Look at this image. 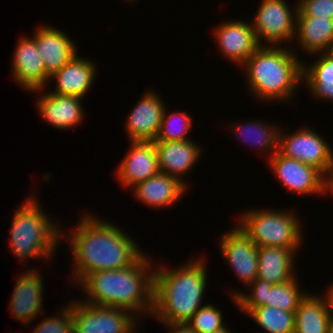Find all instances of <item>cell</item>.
I'll list each match as a JSON object with an SVG mask.
<instances>
[{
    "instance_id": "6da1fadb",
    "label": "cell",
    "mask_w": 333,
    "mask_h": 333,
    "mask_svg": "<svg viewBox=\"0 0 333 333\" xmlns=\"http://www.w3.org/2000/svg\"><path fill=\"white\" fill-rule=\"evenodd\" d=\"M77 226L68 238L76 262L73 277L78 283L91 273L132 266L145 254L112 223L84 215Z\"/></svg>"
},
{
    "instance_id": "7a4b0ae2",
    "label": "cell",
    "mask_w": 333,
    "mask_h": 333,
    "mask_svg": "<svg viewBox=\"0 0 333 333\" xmlns=\"http://www.w3.org/2000/svg\"><path fill=\"white\" fill-rule=\"evenodd\" d=\"M145 256L127 268L88 274L79 283L88 294L85 303L152 315L154 272Z\"/></svg>"
},
{
    "instance_id": "3957f363",
    "label": "cell",
    "mask_w": 333,
    "mask_h": 333,
    "mask_svg": "<svg viewBox=\"0 0 333 333\" xmlns=\"http://www.w3.org/2000/svg\"><path fill=\"white\" fill-rule=\"evenodd\" d=\"M200 260L154 272L152 315L159 321L186 323L201 307L207 276L206 265Z\"/></svg>"
},
{
    "instance_id": "277c9868",
    "label": "cell",
    "mask_w": 333,
    "mask_h": 333,
    "mask_svg": "<svg viewBox=\"0 0 333 333\" xmlns=\"http://www.w3.org/2000/svg\"><path fill=\"white\" fill-rule=\"evenodd\" d=\"M297 58L286 48L259 46L243 64L250 90L263 100L290 99L303 78V62Z\"/></svg>"
},
{
    "instance_id": "5b68a950",
    "label": "cell",
    "mask_w": 333,
    "mask_h": 333,
    "mask_svg": "<svg viewBox=\"0 0 333 333\" xmlns=\"http://www.w3.org/2000/svg\"><path fill=\"white\" fill-rule=\"evenodd\" d=\"M29 198L31 199L26 200L13 216L11 249L20 260L43 256L48 258L56 250L64 233L57 228V224L50 222L51 219L44 214L33 196Z\"/></svg>"
},
{
    "instance_id": "8992f818",
    "label": "cell",
    "mask_w": 333,
    "mask_h": 333,
    "mask_svg": "<svg viewBox=\"0 0 333 333\" xmlns=\"http://www.w3.org/2000/svg\"><path fill=\"white\" fill-rule=\"evenodd\" d=\"M239 227L257 247L276 246L297 250L301 232L293 212L252 210L240 216Z\"/></svg>"
},
{
    "instance_id": "52a82bcc",
    "label": "cell",
    "mask_w": 333,
    "mask_h": 333,
    "mask_svg": "<svg viewBox=\"0 0 333 333\" xmlns=\"http://www.w3.org/2000/svg\"><path fill=\"white\" fill-rule=\"evenodd\" d=\"M278 133V151L287 157L316 167L324 175L333 179V152L317 133L310 129H301L291 135ZM328 173V174H326Z\"/></svg>"
},
{
    "instance_id": "ba28073f",
    "label": "cell",
    "mask_w": 333,
    "mask_h": 333,
    "mask_svg": "<svg viewBox=\"0 0 333 333\" xmlns=\"http://www.w3.org/2000/svg\"><path fill=\"white\" fill-rule=\"evenodd\" d=\"M73 325L80 333H134L135 317L128 310L81 301L69 304Z\"/></svg>"
},
{
    "instance_id": "9c48e42d",
    "label": "cell",
    "mask_w": 333,
    "mask_h": 333,
    "mask_svg": "<svg viewBox=\"0 0 333 333\" xmlns=\"http://www.w3.org/2000/svg\"><path fill=\"white\" fill-rule=\"evenodd\" d=\"M270 160L276 177L283 186L294 193L310 194L330 191L331 181L316 167L282 155L279 151L271 152ZM326 178V179H325Z\"/></svg>"
},
{
    "instance_id": "30bf717a",
    "label": "cell",
    "mask_w": 333,
    "mask_h": 333,
    "mask_svg": "<svg viewBox=\"0 0 333 333\" xmlns=\"http://www.w3.org/2000/svg\"><path fill=\"white\" fill-rule=\"evenodd\" d=\"M259 6L252 23L259 46L262 38L275 46L295 37L296 18L284 0H262Z\"/></svg>"
},
{
    "instance_id": "8fae6325",
    "label": "cell",
    "mask_w": 333,
    "mask_h": 333,
    "mask_svg": "<svg viewBox=\"0 0 333 333\" xmlns=\"http://www.w3.org/2000/svg\"><path fill=\"white\" fill-rule=\"evenodd\" d=\"M221 253L232 269L246 285L251 284L258 274V247L237 226L227 232L220 242Z\"/></svg>"
},
{
    "instance_id": "7c38bea8",
    "label": "cell",
    "mask_w": 333,
    "mask_h": 333,
    "mask_svg": "<svg viewBox=\"0 0 333 333\" xmlns=\"http://www.w3.org/2000/svg\"><path fill=\"white\" fill-rule=\"evenodd\" d=\"M13 56V78L27 91H41L50 76L37 51L35 38H20Z\"/></svg>"
},
{
    "instance_id": "4fadbf2b",
    "label": "cell",
    "mask_w": 333,
    "mask_h": 333,
    "mask_svg": "<svg viewBox=\"0 0 333 333\" xmlns=\"http://www.w3.org/2000/svg\"><path fill=\"white\" fill-rule=\"evenodd\" d=\"M131 149L118 166L117 175L124 186L134 187L160 173L153 141H130Z\"/></svg>"
},
{
    "instance_id": "5bb4252c",
    "label": "cell",
    "mask_w": 333,
    "mask_h": 333,
    "mask_svg": "<svg viewBox=\"0 0 333 333\" xmlns=\"http://www.w3.org/2000/svg\"><path fill=\"white\" fill-rule=\"evenodd\" d=\"M157 93L146 92L127 117L126 129L131 141H155L165 110Z\"/></svg>"
},
{
    "instance_id": "9a60e30c",
    "label": "cell",
    "mask_w": 333,
    "mask_h": 333,
    "mask_svg": "<svg viewBox=\"0 0 333 333\" xmlns=\"http://www.w3.org/2000/svg\"><path fill=\"white\" fill-rule=\"evenodd\" d=\"M214 33L223 54L240 65L259 47L252 23L232 20L217 26Z\"/></svg>"
},
{
    "instance_id": "2e32d148",
    "label": "cell",
    "mask_w": 333,
    "mask_h": 333,
    "mask_svg": "<svg viewBox=\"0 0 333 333\" xmlns=\"http://www.w3.org/2000/svg\"><path fill=\"white\" fill-rule=\"evenodd\" d=\"M37 30L34 35L37 51L51 77L77 55L76 46L64 32L53 27L40 26Z\"/></svg>"
},
{
    "instance_id": "e0dca14e",
    "label": "cell",
    "mask_w": 333,
    "mask_h": 333,
    "mask_svg": "<svg viewBox=\"0 0 333 333\" xmlns=\"http://www.w3.org/2000/svg\"><path fill=\"white\" fill-rule=\"evenodd\" d=\"M37 271L28 270L17 281L10 300L12 313L17 320H22L23 324L30 323L38 313L43 314L42 302L44 284L42 277ZM42 310V311H41Z\"/></svg>"
},
{
    "instance_id": "ac0fdd59",
    "label": "cell",
    "mask_w": 333,
    "mask_h": 333,
    "mask_svg": "<svg viewBox=\"0 0 333 333\" xmlns=\"http://www.w3.org/2000/svg\"><path fill=\"white\" fill-rule=\"evenodd\" d=\"M156 146L157 160L161 173L183 181L181 175L191 170L201 154L192 140L189 141H153Z\"/></svg>"
},
{
    "instance_id": "d6986e66",
    "label": "cell",
    "mask_w": 333,
    "mask_h": 333,
    "mask_svg": "<svg viewBox=\"0 0 333 333\" xmlns=\"http://www.w3.org/2000/svg\"><path fill=\"white\" fill-rule=\"evenodd\" d=\"M134 193L140 202L152 207H167L180 200L185 193L186 183L174 176L159 173L137 183ZM179 199V200H178Z\"/></svg>"
},
{
    "instance_id": "ffe728a7",
    "label": "cell",
    "mask_w": 333,
    "mask_h": 333,
    "mask_svg": "<svg viewBox=\"0 0 333 333\" xmlns=\"http://www.w3.org/2000/svg\"><path fill=\"white\" fill-rule=\"evenodd\" d=\"M81 98L44 93L39 97L38 109L41 116L57 129H67L78 125L83 119Z\"/></svg>"
},
{
    "instance_id": "44dd1931",
    "label": "cell",
    "mask_w": 333,
    "mask_h": 333,
    "mask_svg": "<svg viewBox=\"0 0 333 333\" xmlns=\"http://www.w3.org/2000/svg\"><path fill=\"white\" fill-rule=\"evenodd\" d=\"M95 66L92 61L75 56L51 76L57 83L55 92L51 93L83 98L93 83Z\"/></svg>"
},
{
    "instance_id": "7402d4cb",
    "label": "cell",
    "mask_w": 333,
    "mask_h": 333,
    "mask_svg": "<svg viewBox=\"0 0 333 333\" xmlns=\"http://www.w3.org/2000/svg\"><path fill=\"white\" fill-rule=\"evenodd\" d=\"M307 294L294 313V333H328L333 320L328 298Z\"/></svg>"
},
{
    "instance_id": "603a6c76",
    "label": "cell",
    "mask_w": 333,
    "mask_h": 333,
    "mask_svg": "<svg viewBox=\"0 0 333 333\" xmlns=\"http://www.w3.org/2000/svg\"><path fill=\"white\" fill-rule=\"evenodd\" d=\"M294 251L296 250L276 246L258 247L257 278L273 285L293 280Z\"/></svg>"
},
{
    "instance_id": "cb8c5ba5",
    "label": "cell",
    "mask_w": 333,
    "mask_h": 333,
    "mask_svg": "<svg viewBox=\"0 0 333 333\" xmlns=\"http://www.w3.org/2000/svg\"><path fill=\"white\" fill-rule=\"evenodd\" d=\"M295 36L307 52L333 51V19L295 16Z\"/></svg>"
},
{
    "instance_id": "d4e9b609",
    "label": "cell",
    "mask_w": 333,
    "mask_h": 333,
    "mask_svg": "<svg viewBox=\"0 0 333 333\" xmlns=\"http://www.w3.org/2000/svg\"><path fill=\"white\" fill-rule=\"evenodd\" d=\"M317 98L333 100V51L322 52L309 67L303 64V78Z\"/></svg>"
},
{
    "instance_id": "484cf974",
    "label": "cell",
    "mask_w": 333,
    "mask_h": 333,
    "mask_svg": "<svg viewBox=\"0 0 333 333\" xmlns=\"http://www.w3.org/2000/svg\"><path fill=\"white\" fill-rule=\"evenodd\" d=\"M294 313L271 306H259L248 315L267 331L266 333H294Z\"/></svg>"
},
{
    "instance_id": "4316f807",
    "label": "cell",
    "mask_w": 333,
    "mask_h": 333,
    "mask_svg": "<svg viewBox=\"0 0 333 333\" xmlns=\"http://www.w3.org/2000/svg\"><path fill=\"white\" fill-rule=\"evenodd\" d=\"M297 280L286 281L281 284L267 282L266 306L280 308L288 312H295L307 294L300 293Z\"/></svg>"
},
{
    "instance_id": "83f0119b",
    "label": "cell",
    "mask_w": 333,
    "mask_h": 333,
    "mask_svg": "<svg viewBox=\"0 0 333 333\" xmlns=\"http://www.w3.org/2000/svg\"><path fill=\"white\" fill-rule=\"evenodd\" d=\"M237 124L234 128L237 130L236 135L243 136L246 138L252 139L251 142H254L253 146H257L258 149L265 150V152H268L266 150H269L274 153L278 151V129L274 128V125L269 126L263 124L261 122H251L246 123L242 127L238 126ZM237 127V128H236ZM277 129V130H275ZM238 133V134H237ZM245 139V138H244ZM248 139V140H249ZM249 140V141H250ZM260 147V148H259Z\"/></svg>"
},
{
    "instance_id": "f1b7e54d",
    "label": "cell",
    "mask_w": 333,
    "mask_h": 333,
    "mask_svg": "<svg viewBox=\"0 0 333 333\" xmlns=\"http://www.w3.org/2000/svg\"><path fill=\"white\" fill-rule=\"evenodd\" d=\"M166 113L165 109L155 141H189L186 133L192 126L191 117L185 112H176L168 116Z\"/></svg>"
},
{
    "instance_id": "f546056e",
    "label": "cell",
    "mask_w": 333,
    "mask_h": 333,
    "mask_svg": "<svg viewBox=\"0 0 333 333\" xmlns=\"http://www.w3.org/2000/svg\"><path fill=\"white\" fill-rule=\"evenodd\" d=\"M222 313L215 306H201L186 322L196 333H213L225 328Z\"/></svg>"
},
{
    "instance_id": "4dcf8cb0",
    "label": "cell",
    "mask_w": 333,
    "mask_h": 333,
    "mask_svg": "<svg viewBox=\"0 0 333 333\" xmlns=\"http://www.w3.org/2000/svg\"><path fill=\"white\" fill-rule=\"evenodd\" d=\"M248 286L252 287L251 295L248 293L246 295L238 294L236 291L232 294V299H235L236 305L247 314L259 306H266L267 281L256 278Z\"/></svg>"
},
{
    "instance_id": "1f68e13d",
    "label": "cell",
    "mask_w": 333,
    "mask_h": 333,
    "mask_svg": "<svg viewBox=\"0 0 333 333\" xmlns=\"http://www.w3.org/2000/svg\"><path fill=\"white\" fill-rule=\"evenodd\" d=\"M294 16H312L333 19V0H301Z\"/></svg>"
},
{
    "instance_id": "d6a6232c",
    "label": "cell",
    "mask_w": 333,
    "mask_h": 333,
    "mask_svg": "<svg viewBox=\"0 0 333 333\" xmlns=\"http://www.w3.org/2000/svg\"><path fill=\"white\" fill-rule=\"evenodd\" d=\"M60 315L44 319L34 328L33 333H67L73 325L71 307L61 310Z\"/></svg>"
},
{
    "instance_id": "836d02e7",
    "label": "cell",
    "mask_w": 333,
    "mask_h": 333,
    "mask_svg": "<svg viewBox=\"0 0 333 333\" xmlns=\"http://www.w3.org/2000/svg\"><path fill=\"white\" fill-rule=\"evenodd\" d=\"M170 333H196L187 323H165Z\"/></svg>"
},
{
    "instance_id": "e575fe53",
    "label": "cell",
    "mask_w": 333,
    "mask_h": 333,
    "mask_svg": "<svg viewBox=\"0 0 333 333\" xmlns=\"http://www.w3.org/2000/svg\"><path fill=\"white\" fill-rule=\"evenodd\" d=\"M326 297L328 298L331 312L333 313V285L330 287L329 291L326 293Z\"/></svg>"
},
{
    "instance_id": "d590c367",
    "label": "cell",
    "mask_w": 333,
    "mask_h": 333,
    "mask_svg": "<svg viewBox=\"0 0 333 333\" xmlns=\"http://www.w3.org/2000/svg\"><path fill=\"white\" fill-rule=\"evenodd\" d=\"M67 333H80V332L74 325H72Z\"/></svg>"
},
{
    "instance_id": "8d00e7d4",
    "label": "cell",
    "mask_w": 333,
    "mask_h": 333,
    "mask_svg": "<svg viewBox=\"0 0 333 333\" xmlns=\"http://www.w3.org/2000/svg\"><path fill=\"white\" fill-rule=\"evenodd\" d=\"M213 333H231L229 330H228V327H225L219 331H216V332H213Z\"/></svg>"
},
{
    "instance_id": "74e56055",
    "label": "cell",
    "mask_w": 333,
    "mask_h": 333,
    "mask_svg": "<svg viewBox=\"0 0 333 333\" xmlns=\"http://www.w3.org/2000/svg\"><path fill=\"white\" fill-rule=\"evenodd\" d=\"M328 333H333V320L330 324L329 332Z\"/></svg>"
},
{
    "instance_id": "f35d334b",
    "label": "cell",
    "mask_w": 333,
    "mask_h": 333,
    "mask_svg": "<svg viewBox=\"0 0 333 333\" xmlns=\"http://www.w3.org/2000/svg\"><path fill=\"white\" fill-rule=\"evenodd\" d=\"M330 191L333 193V182H331Z\"/></svg>"
}]
</instances>
